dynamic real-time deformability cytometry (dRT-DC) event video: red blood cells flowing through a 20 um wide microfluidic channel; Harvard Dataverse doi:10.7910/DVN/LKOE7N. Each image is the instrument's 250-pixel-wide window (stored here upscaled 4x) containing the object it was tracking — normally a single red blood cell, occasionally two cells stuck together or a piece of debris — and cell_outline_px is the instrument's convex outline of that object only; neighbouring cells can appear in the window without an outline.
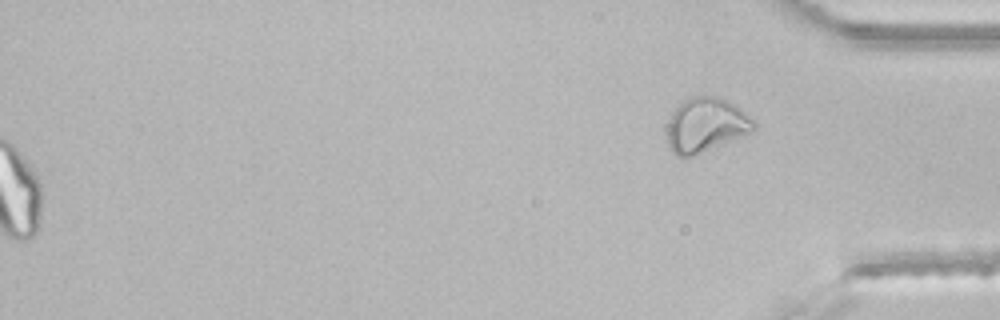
{"species": "common noctule bat (a hibernating species)", "species_latin": "Nyctalus noctula", "temperature_condition": "room temperature", "stored_images_in_passage": 43, "segment_of_instrument_passage": [2, 2], "camera_frame_rate_fps": 3000, "um_per_image_px": 0.085, "animal": {"sex": "male", "body_mass_g": 21.5, "forearm_length_mm": 52.0}, "frame": {"image": 1, "passage_image": 43, "time_ms": 14.0, "image_size_px": [1000, 320], "cell_outline_px": [[756, 128], [752, 132], [692, 156], [676, 156], [668, 148], [668, 120], [672, 112], [680, 100], [688, 96], [720, 96], [736, 104], [756, 124]], "centroid_in_image_um": [59.97, 10.59], "position_along_channel_um": 375.2, "area_um2": 27.63}}